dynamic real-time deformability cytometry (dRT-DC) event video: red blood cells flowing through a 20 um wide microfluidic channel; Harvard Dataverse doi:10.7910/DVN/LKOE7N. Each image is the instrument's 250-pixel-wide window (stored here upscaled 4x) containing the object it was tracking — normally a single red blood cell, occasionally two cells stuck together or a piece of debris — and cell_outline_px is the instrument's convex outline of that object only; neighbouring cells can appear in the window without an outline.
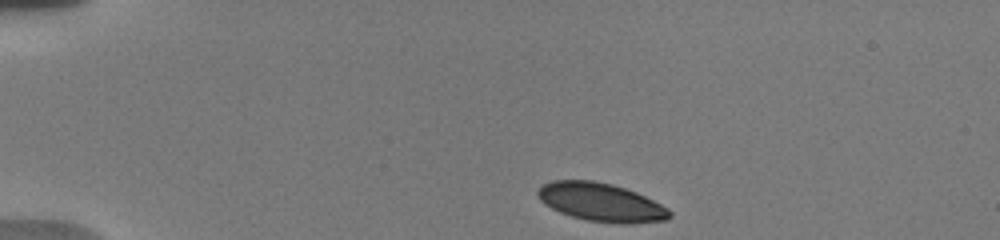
{"species": "human", "species_latin": "Homo sapiens", "temperature_condition": "warm", "stored_images_in_passage": 11, "camera_frame_rate_fps": 3000, "um_per_image_px": 0.085, "donor": {"sex": "male"}, "frame": {"image": 1, "passage_image": 1, "time_ms": 0.0, "image_size_px": [1000, 240], "cell_outline_px": [[672, 216], [668, 220], [628, 224], [624, 224], [588, 220], [572, 216], [560, 212], [544, 204], [540, 200], [536, 192], [544, 184], [552, 180], [592, 180], [612, 184], [636, 192], [668, 208], [672, 212]], "centroid_in_image_um": [51.1, 17.19], "position_along_channel_um": 33.9, "area_um2": 29.36}}